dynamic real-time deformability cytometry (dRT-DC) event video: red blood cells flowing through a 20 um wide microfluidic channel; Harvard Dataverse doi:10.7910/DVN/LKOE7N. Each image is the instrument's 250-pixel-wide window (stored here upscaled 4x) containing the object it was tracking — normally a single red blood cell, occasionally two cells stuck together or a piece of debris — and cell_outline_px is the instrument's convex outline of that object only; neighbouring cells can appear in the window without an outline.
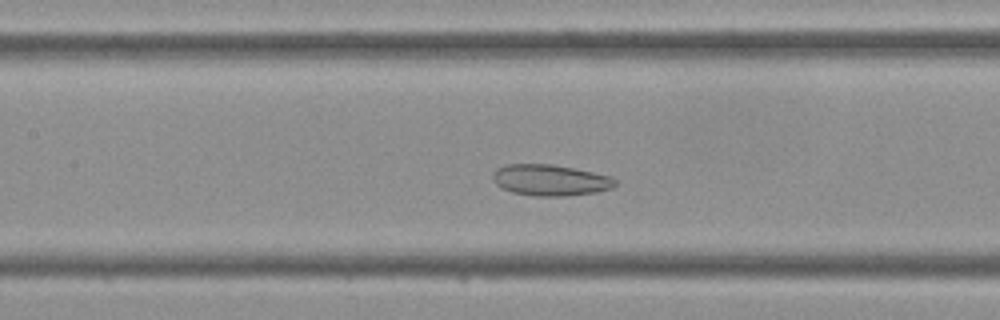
{"species": "Egyptian fruit bat (a non-hibernating species)", "species_latin": "Rousettus aegyptiacus", "temperature_condition": "cold", "stored_images_in_passage": 41, "camera_frame_rate_fps": 3000, "um_per_image_px": 0.085, "frame": {"image": 1, "passage_image": 16, "time_ms": 5.0, "image_size_px": [1000, 320], "cell_outline_px": [[616, 184], [612, 188], [596, 192], [568, 196], [536, 196], [512, 192], [496, 184], [492, 176], [496, 168], [508, 164], [552, 164], [612, 176], [616, 180]], "centroid_in_image_um": [46.79, 15.31], "position_along_channel_um": 160.6, "area_um2": 22.14}}
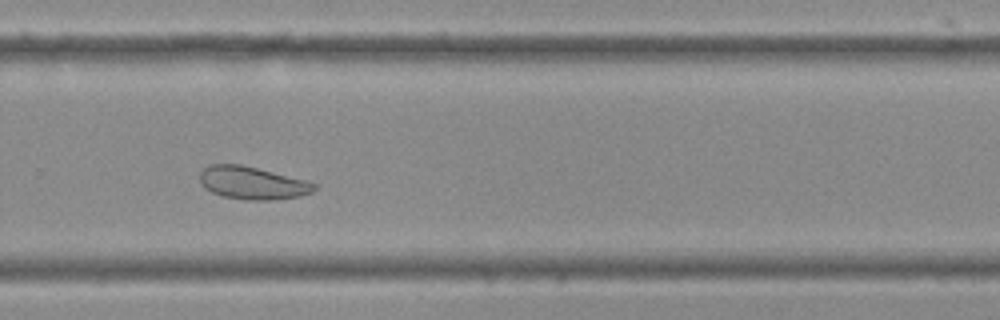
{"frame": {"image": 2, "passage_image": 26, "time_ms": 8.333, "image_size_px": [1000, 320], "cell_outline_px": [[316, 188], [312, 192], [300, 196], [272, 200], [248, 200], [224, 196], [212, 192], [204, 188], [200, 184], [200, 172], [208, 164], [240, 164], [304, 180], [316, 184]], "centroid_in_image_um": [21.41, 15.55], "position_along_channel_um": 308.4, "area_um2": 21.62}}
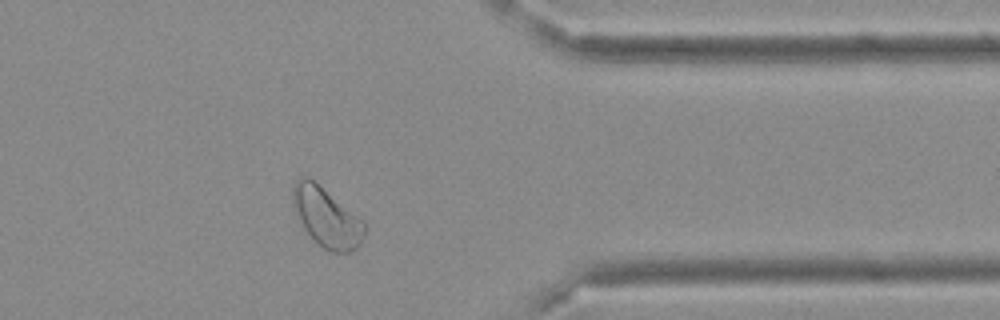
{"frame": {"image": 3, "passage_image": 32, "time_ms": 10.333, "image_size_px": [1000, 320], "cell_outline_px": [[364, 236], [360, 244], [352, 252], [328, 252], [304, 228], [292, 204], [292, 188], [296, 180], [300, 176], [308, 176], [364, 220]], "centroid_in_image_um": [27.76, 18.45], "position_along_channel_um": 383.6, "area_um2": 24.57}}